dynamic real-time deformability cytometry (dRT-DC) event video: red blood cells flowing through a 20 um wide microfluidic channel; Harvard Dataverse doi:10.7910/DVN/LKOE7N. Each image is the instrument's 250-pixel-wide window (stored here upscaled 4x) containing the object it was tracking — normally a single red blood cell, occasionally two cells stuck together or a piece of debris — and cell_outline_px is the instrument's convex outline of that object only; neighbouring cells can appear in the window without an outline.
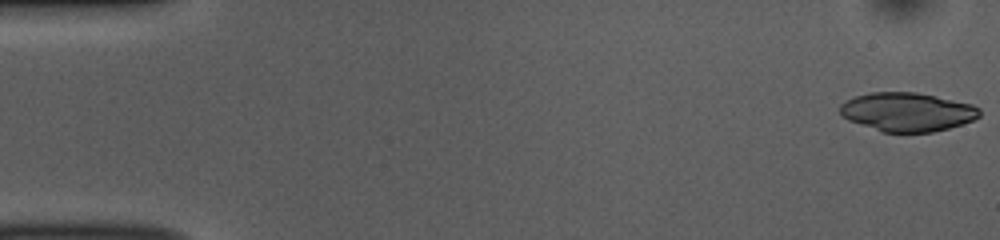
{"species": "common noctule bat (a hibernating species)", "species_latin": "Nyctalus noctula", "temperature_condition": "room temperature", "stored_images_in_passage": 51, "segment_of_instrument_passage": [1, 2], "camera_frame_rate_fps": 3000, "um_per_image_px": 0.085, "animal": {"sex": "female", "body_mass_g": 10.0, "forearm_length_mm": 53.1}, "frame": {"image": 1, "passage_image": 1, "time_ms": 0.0, "image_size_px": [1000, 240], "cell_outline_px": [[980, 116], [972, 120], [948, 128], [932, 132], [880, 132], [848, 120], [840, 116], [840, 104], [856, 96], [872, 92], [916, 92], [936, 96], [972, 104], [980, 108]], "centroid_in_image_um": [77.09, 9.51], "position_along_channel_um": 7.9, "area_um2": 31.5}}